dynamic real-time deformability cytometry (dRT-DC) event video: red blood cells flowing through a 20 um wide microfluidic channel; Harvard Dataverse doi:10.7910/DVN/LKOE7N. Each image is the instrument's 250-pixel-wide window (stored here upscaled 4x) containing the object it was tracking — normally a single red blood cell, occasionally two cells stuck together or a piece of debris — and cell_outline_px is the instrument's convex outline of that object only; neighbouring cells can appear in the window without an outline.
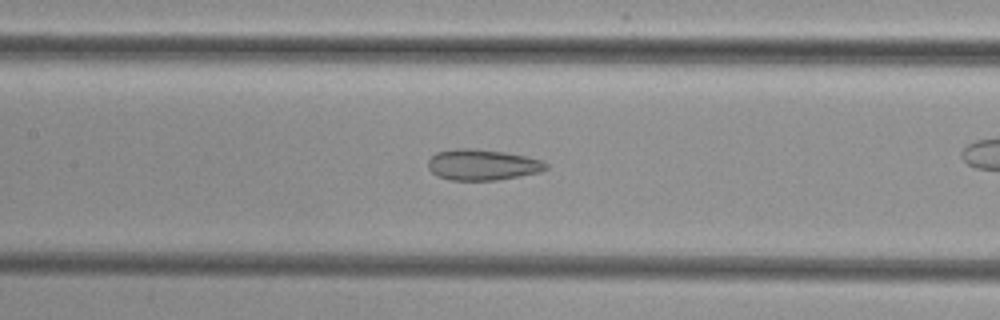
{"species": "common noctule bat (a hibernating species)", "species_latin": "Nyctalus noctula", "temperature_condition": "cold", "stored_images_in_passage": 42, "camera_frame_rate_fps": 3000, "um_per_image_px": 0.085, "animal": {"sex": "female", "body_mass_g": 29.2, "forearm_length_mm": 56.3}, "frame": {"image": 1, "passage_image": 24, "time_ms": 7.667, "image_size_px": [1000, 320], "cell_outline_px": [[548, 168], [540, 172], [520, 176], [496, 180], [448, 180], [432, 172], [428, 168], [428, 160], [436, 152], [456, 148], [472, 148], [504, 152], [544, 160], [548, 164]], "centroid_in_image_um": [41.02, 14.0], "position_along_channel_um": 166.4, "area_um2": 21.27}}
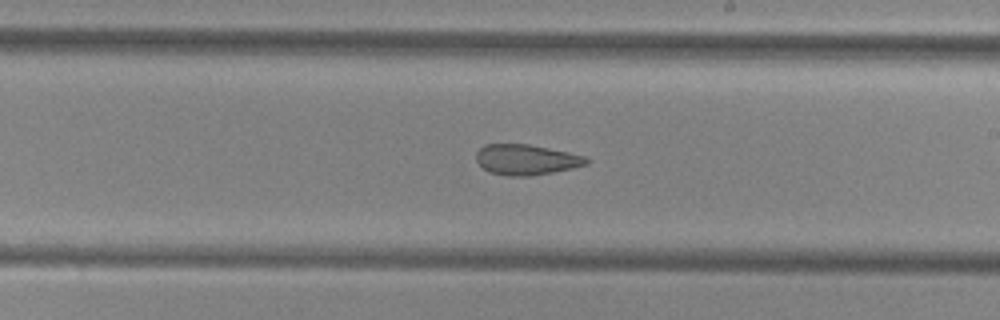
{"frame": {"image": 2, "passage_image": 30, "time_ms": 9.667, "image_size_px": [1000, 320], "cell_outline_px": [[592, 160], [588, 164], [572, 168], [552, 172], [528, 176], [504, 176], [488, 172], [476, 160], [476, 152], [484, 144], [528, 144], [568, 152], [584, 156]], "centroid_in_image_um": [44.72, 13.57], "position_along_channel_um": 244.3, "area_um2": 19.59}}